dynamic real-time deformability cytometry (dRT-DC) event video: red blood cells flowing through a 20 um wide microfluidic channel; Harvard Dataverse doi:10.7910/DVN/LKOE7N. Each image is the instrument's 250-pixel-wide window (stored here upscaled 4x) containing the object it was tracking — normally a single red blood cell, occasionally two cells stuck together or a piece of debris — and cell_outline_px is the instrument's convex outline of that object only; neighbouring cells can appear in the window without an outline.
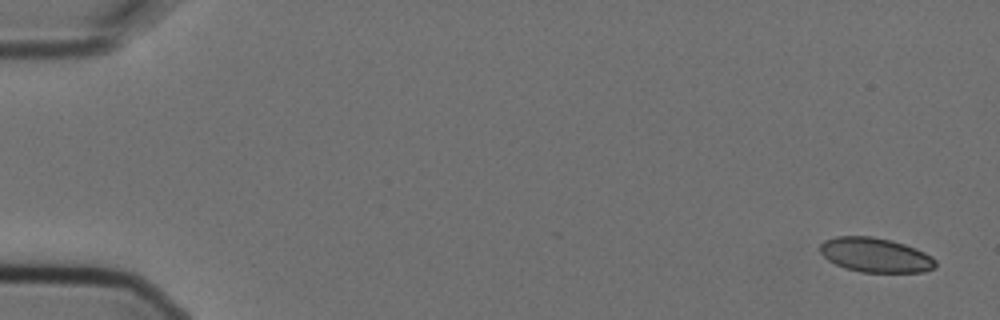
{"species": "Egyptian fruit bat (a non-hibernating species)", "species_latin": "Rousettus aegyptiacus", "temperature_condition": "cold", "stored_images_in_passage": 4, "camera_frame_rate_fps": 3000, "um_per_image_px": 0.085, "animal": {"sex": "female"}, "frame": {"image": 1, "passage_image": 1, "time_ms": 0.0, "image_size_px": [1000, 320], "cell_outline_px": [[936, 268], [924, 272], [860, 272], [844, 268], [828, 260], [820, 252], [820, 244], [824, 240], [836, 236], [872, 236], [892, 240], [916, 248], [932, 256], [936, 260]], "centroid_in_image_um": [74.42, 21.67], "position_along_channel_um": 10.6, "area_um2": 23.41}}
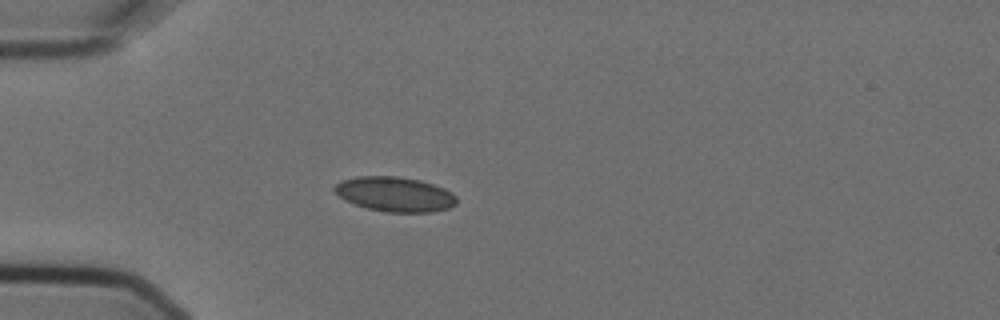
{"frame": {"image": 2, "passage_image": 4, "time_ms": 1.0, "image_size_px": [1000, 320], "cell_outline_px": [[456, 204], [448, 208], [432, 212], [388, 212], [368, 208], [344, 200], [332, 188], [336, 184], [344, 180], [356, 176], [396, 176], [420, 180], [444, 188], [452, 192], [456, 196]], "centroid_in_image_um": [33.58, 16.5], "position_along_channel_um": 51.4, "area_um2": 24.57}}